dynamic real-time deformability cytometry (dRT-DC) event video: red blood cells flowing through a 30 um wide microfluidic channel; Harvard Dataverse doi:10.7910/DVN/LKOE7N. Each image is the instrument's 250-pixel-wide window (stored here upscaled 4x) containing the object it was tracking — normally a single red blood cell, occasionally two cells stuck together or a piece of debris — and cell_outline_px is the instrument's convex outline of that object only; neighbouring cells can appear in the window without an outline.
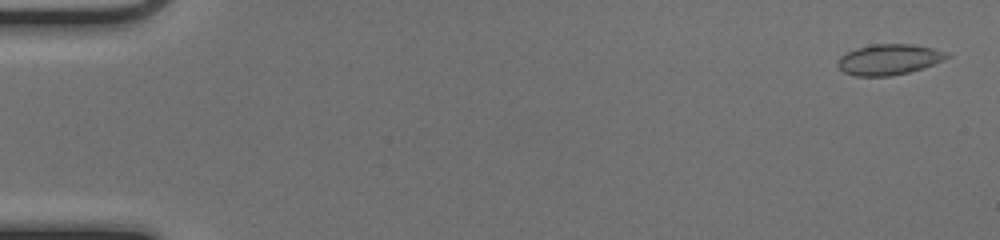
{"species": "common noctule bat (a hibernating species)", "species_latin": "Nyctalus noctula", "temperature_condition": "cold", "stored_images_in_passage": 51, "camera_frame_rate_fps": 3000, "um_per_image_px": 0.085, "animal": {"sex": "female", "body_mass_g": 17.0, "forearm_length_mm": 48.0}, "frame": {"image": 1, "passage_image": 2, "time_ms": 0.333, "image_size_px": [1000, 240], "cell_outline_px": [[952, 56], [944, 60], [924, 68], [892, 76], [856, 76], [844, 72], [836, 64], [840, 56], [856, 48], [872, 44], [912, 44], [932, 48], [948, 52]], "centroid_in_image_um": [75.59, 5.06], "position_along_channel_um": 9.4, "area_um2": 19.59}}
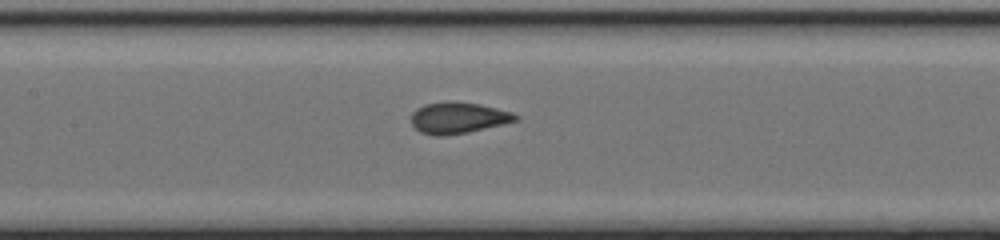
{"frame": {"image": 2, "passage_image": 25, "time_ms": 8.0, "image_size_px": [1000, 240], "cell_outline_px": [[520, 120], [468, 132], [444, 136], [436, 136], [420, 132], [412, 124], [412, 112], [416, 108], [424, 104], [448, 100], [480, 104], [512, 112], [520, 116]], "centroid_in_image_um": [38.95, 10.0], "position_along_channel_um": 168.5, "area_um2": 19.19}}
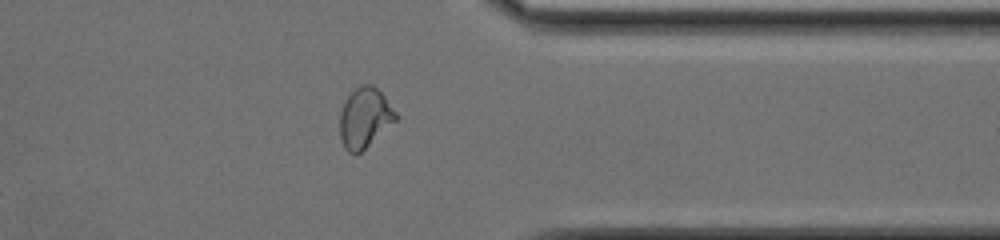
{"frame": {"image": 3, "passage_image": 41, "time_ms": 13.333, "image_size_px": [1000, 240], "cell_outline_px": [[400, 116], [396, 120], [356, 156], [348, 152], [344, 148], [340, 136], [340, 112], [348, 96], [356, 88], [364, 84], [372, 84], [384, 96]], "centroid_in_image_um": [31.0, 10.03], "position_along_channel_um": 380.4, "area_um2": 19.42}, "authors_computed_cell_mechanics": {"area_um2": 18.6694, "velocity_mm_per_s": 4.1023, "shape_relaxation_time_tau1_ms": 5.495, "shape_relaxation_time_tau2_ms": null, "deformation_change_tau1": 0.1426, "deformation_change_tau2": null}}